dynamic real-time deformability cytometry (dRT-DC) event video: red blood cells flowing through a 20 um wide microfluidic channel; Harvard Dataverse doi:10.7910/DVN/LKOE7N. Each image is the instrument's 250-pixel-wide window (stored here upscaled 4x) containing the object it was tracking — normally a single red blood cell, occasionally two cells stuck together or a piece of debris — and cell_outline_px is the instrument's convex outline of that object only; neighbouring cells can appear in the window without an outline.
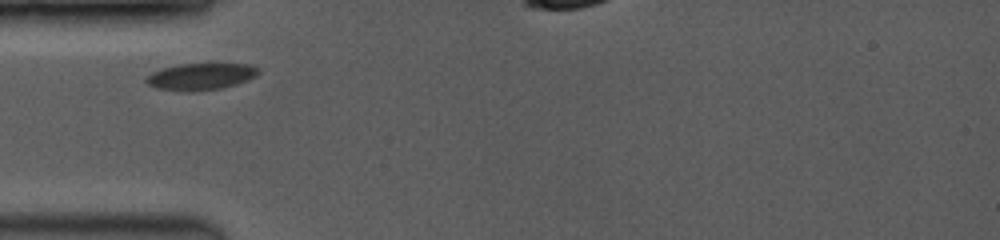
{"species": "common noctule bat (a hibernating species)", "species_latin": "Nyctalus noctula", "temperature_condition": "room temperature", "stored_images_in_passage": 9, "camera_frame_rate_fps": 3500, "um_per_image_px": 0.085, "animal": {"sex": "female", "body_mass_g": 19.0, "forearm_length_mm": 53.3}, "frame": {"image": 1, "passage_image": 1, "time_ms": 0.0, "image_size_px": [1000, 240], "cell_outline_px": [[260, 72], [256, 76], [248, 80], [236, 84], [220, 88], [192, 92], [156, 88], [148, 84], [144, 80], [152, 72], [160, 68], [180, 64], [252, 64], [260, 68]], "centroid_in_image_um": [17.08, 6.5], "position_along_channel_um": 67.9, "area_um2": 17.57}}
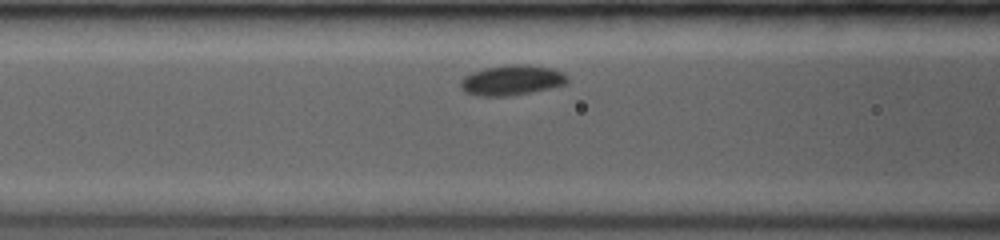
{"frame": {"image": 2, "passage_image": 4, "time_ms": 1.429, "image_size_px": [1000, 240], "cell_outline_px": [[568, 80], [564, 84], [532, 92], [512, 96], [480, 96], [464, 92], [460, 88], [460, 80], [464, 76], [472, 72], [484, 68], [508, 64], [524, 64], [552, 68], [564, 72], [568, 76]], "centroid_in_image_um": [43.47, 6.81], "position_along_channel_um": 123.1, "area_um2": 18.96}}
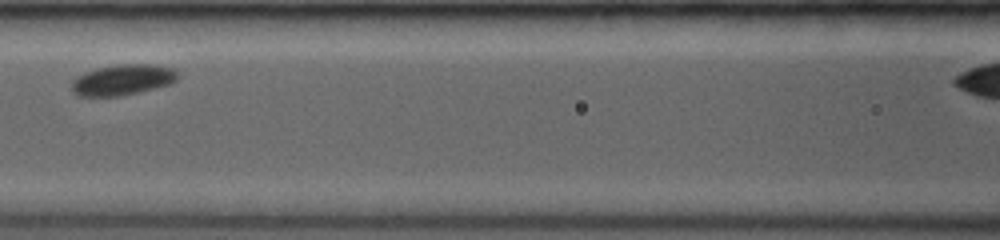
{"frame": {"image": 3, "passage_image": 6, "time_ms": 2.286, "image_size_px": [1000, 240], "cell_outline_px": [[180, 76], [172, 84], [140, 92], [120, 96], [80, 96], [72, 88], [72, 80], [76, 76], [84, 72], [96, 68], [116, 64], [152, 64], [172, 68]], "centroid_in_image_um": [10.45, 6.78], "position_along_channel_um": 156.1, "area_um2": 19.13}}